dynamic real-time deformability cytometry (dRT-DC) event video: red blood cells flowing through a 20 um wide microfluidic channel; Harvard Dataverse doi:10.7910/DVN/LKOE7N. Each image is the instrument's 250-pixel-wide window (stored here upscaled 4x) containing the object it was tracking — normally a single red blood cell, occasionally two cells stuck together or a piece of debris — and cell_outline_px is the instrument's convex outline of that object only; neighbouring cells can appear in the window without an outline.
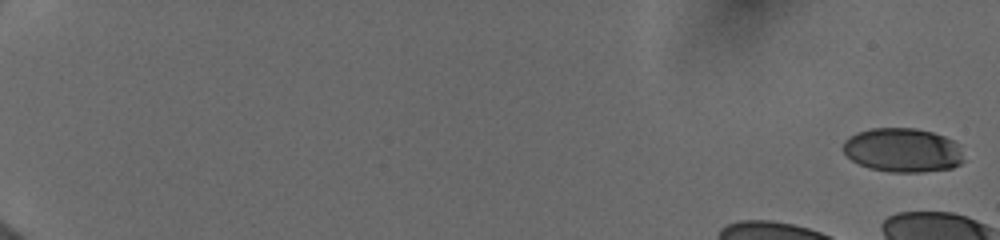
{"species": "human", "species_latin": "Homo sapiens", "temperature_condition": "cold", "stored_images_in_passage": 20, "camera_frame_rate_fps": 3000, "um_per_image_px": 0.085, "donor": {"sex": "female"}, "frame": {"image": 1, "passage_image": 1, "time_ms": 0.0, "image_size_px": [1000, 240], "cell_outline_px": [[964, 160], [960, 164], [952, 168], [920, 172], [892, 172], [868, 168], [852, 160], [844, 152], [844, 140], [848, 136], [856, 132], [872, 128], [916, 128], [932, 132], [944, 136], [952, 140], [956, 144]], "centroid_in_image_um": [76.7, 12.76], "position_along_channel_um": 8.3, "area_um2": 30.87}}